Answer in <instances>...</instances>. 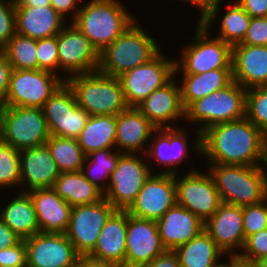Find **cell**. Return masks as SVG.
I'll return each mask as SVG.
<instances>
[{
    "label": "cell",
    "mask_w": 267,
    "mask_h": 267,
    "mask_svg": "<svg viewBox=\"0 0 267 267\" xmlns=\"http://www.w3.org/2000/svg\"><path fill=\"white\" fill-rule=\"evenodd\" d=\"M21 240L22 239L0 219V250L8 247H13Z\"/></svg>",
    "instance_id": "816d5d0a"
},
{
    "label": "cell",
    "mask_w": 267,
    "mask_h": 267,
    "mask_svg": "<svg viewBox=\"0 0 267 267\" xmlns=\"http://www.w3.org/2000/svg\"><path fill=\"white\" fill-rule=\"evenodd\" d=\"M175 78L176 76L162 88L153 91L136 107L156 128L175 127L172 126L173 122L185 119L180 85Z\"/></svg>",
    "instance_id": "44dd1931"
},
{
    "label": "cell",
    "mask_w": 267,
    "mask_h": 267,
    "mask_svg": "<svg viewBox=\"0 0 267 267\" xmlns=\"http://www.w3.org/2000/svg\"><path fill=\"white\" fill-rule=\"evenodd\" d=\"M166 55V56H165ZM161 51L150 62L118 76L128 107H137L153 91L174 77L175 60Z\"/></svg>",
    "instance_id": "8fae6325"
},
{
    "label": "cell",
    "mask_w": 267,
    "mask_h": 267,
    "mask_svg": "<svg viewBox=\"0 0 267 267\" xmlns=\"http://www.w3.org/2000/svg\"><path fill=\"white\" fill-rule=\"evenodd\" d=\"M204 230L225 256L238 255L245 243L242 206L222 202L216 212L204 222Z\"/></svg>",
    "instance_id": "ffe728a7"
},
{
    "label": "cell",
    "mask_w": 267,
    "mask_h": 267,
    "mask_svg": "<svg viewBox=\"0 0 267 267\" xmlns=\"http://www.w3.org/2000/svg\"><path fill=\"white\" fill-rule=\"evenodd\" d=\"M64 82L49 71L13 69L7 94L0 106L42 108Z\"/></svg>",
    "instance_id": "30bf717a"
},
{
    "label": "cell",
    "mask_w": 267,
    "mask_h": 267,
    "mask_svg": "<svg viewBox=\"0 0 267 267\" xmlns=\"http://www.w3.org/2000/svg\"><path fill=\"white\" fill-rule=\"evenodd\" d=\"M139 156V153L138 156L137 153H122L116 168L110 175L103 195L116 210H127L143 184L155 172L154 168L148 165L147 159L145 161Z\"/></svg>",
    "instance_id": "9c48e42d"
},
{
    "label": "cell",
    "mask_w": 267,
    "mask_h": 267,
    "mask_svg": "<svg viewBox=\"0 0 267 267\" xmlns=\"http://www.w3.org/2000/svg\"><path fill=\"white\" fill-rule=\"evenodd\" d=\"M12 69L37 70L36 39L15 34L2 48Z\"/></svg>",
    "instance_id": "d590c367"
},
{
    "label": "cell",
    "mask_w": 267,
    "mask_h": 267,
    "mask_svg": "<svg viewBox=\"0 0 267 267\" xmlns=\"http://www.w3.org/2000/svg\"><path fill=\"white\" fill-rule=\"evenodd\" d=\"M82 0H51V7L56 10L64 19L71 16L69 22L71 23L77 16L81 6L79 3ZM73 13V14H72ZM70 14V15H68Z\"/></svg>",
    "instance_id": "bcb514c9"
},
{
    "label": "cell",
    "mask_w": 267,
    "mask_h": 267,
    "mask_svg": "<svg viewBox=\"0 0 267 267\" xmlns=\"http://www.w3.org/2000/svg\"><path fill=\"white\" fill-rule=\"evenodd\" d=\"M237 4L251 17H267V0H235Z\"/></svg>",
    "instance_id": "c3c4849f"
},
{
    "label": "cell",
    "mask_w": 267,
    "mask_h": 267,
    "mask_svg": "<svg viewBox=\"0 0 267 267\" xmlns=\"http://www.w3.org/2000/svg\"><path fill=\"white\" fill-rule=\"evenodd\" d=\"M2 141V124H1V117H0V142Z\"/></svg>",
    "instance_id": "94428289"
},
{
    "label": "cell",
    "mask_w": 267,
    "mask_h": 267,
    "mask_svg": "<svg viewBox=\"0 0 267 267\" xmlns=\"http://www.w3.org/2000/svg\"><path fill=\"white\" fill-rule=\"evenodd\" d=\"M176 204L175 175L152 173L126 211L137 218L158 221Z\"/></svg>",
    "instance_id": "2e32d148"
},
{
    "label": "cell",
    "mask_w": 267,
    "mask_h": 267,
    "mask_svg": "<svg viewBox=\"0 0 267 267\" xmlns=\"http://www.w3.org/2000/svg\"><path fill=\"white\" fill-rule=\"evenodd\" d=\"M0 267H27L26 244L24 239L13 247L0 250Z\"/></svg>",
    "instance_id": "f6af8a7d"
},
{
    "label": "cell",
    "mask_w": 267,
    "mask_h": 267,
    "mask_svg": "<svg viewBox=\"0 0 267 267\" xmlns=\"http://www.w3.org/2000/svg\"><path fill=\"white\" fill-rule=\"evenodd\" d=\"M181 100L185 110L195 101L224 89L233 82L232 69H215L203 74H182Z\"/></svg>",
    "instance_id": "f1b7e54d"
},
{
    "label": "cell",
    "mask_w": 267,
    "mask_h": 267,
    "mask_svg": "<svg viewBox=\"0 0 267 267\" xmlns=\"http://www.w3.org/2000/svg\"><path fill=\"white\" fill-rule=\"evenodd\" d=\"M118 151L117 149H101L93 151L85 157L81 173L102 192L107 189L110 175L122 154Z\"/></svg>",
    "instance_id": "836d02e7"
},
{
    "label": "cell",
    "mask_w": 267,
    "mask_h": 267,
    "mask_svg": "<svg viewBox=\"0 0 267 267\" xmlns=\"http://www.w3.org/2000/svg\"><path fill=\"white\" fill-rule=\"evenodd\" d=\"M2 141L16 150L41 146L50 137L42 108L0 106Z\"/></svg>",
    "instance_id": "ba28073f"
},
{
    "label": "cell",
    "mask_w": 267,
    "mask_h": 267,
    "mask_svg": "<svg viewBox=\"0 0 267 267\" xmlns=\"http://www.w3.org/2000/svg\"><path fill=\"white\" fill-rule=\"evenodd\" d=\"M243 45L267 46V17L251 18Z\"/></svg>",
    "instance_id": "ee69618b"
},
{
    "label": "cell",
    "mask_w": 267,
    "mask_h": 267,
    "mask_svg": "<svg viewBox=\"0 0 267 267\" xmlns=\"http://www.w3.org/2000/svg\"><path fill=\"white\" fill-rule=\"evenodd\" d=\"M265 255H267V229L248 236L238 257L244 266H253Z\"/></svg>",
    "instance_id": "b9f144b4"
},
{
    "label": "cell",
    "mask_w": 267,
    "mask_h": 267,
    "mask_svg": "<svg viewBox=\"0 0 267 267\" xmlns=\"http://www.w3.org/2000/svg\"><path fill=\"white\" fill-rule=\"evenodd\" d=\"M21 192L53 188L60 172L46 144L20 150ZM26 185V187H25ZM24 186V187H23ZM24 188L28 190H24Z\"/></svg>",
    "instance_id": "7402d4cb"
},
{
    "label": "cell",
    "mask_w": 267,
    "mask_h": 267,
    "mask_svg": "<svg viewBox=\"0 0 267 267\" xmlns=\"http://www.w3.org/2000/svg\"><path fill=\"white\" fill-rule=\"evenodd\" d=\"M141 267H180V262L174 251L166 250L153 261Z\"/></svg>",
    "instance_id": "f907efd6"
},
{
    "label": "cell",
    "mask_w": 267,
    "mask_h": 267,
    "mask_svg": "<svg viewBox=\"0 0 267 267\" xmlns=\"http://www.w3.org/2000/svg\"><path fill=\"white\" fill-rule=\"evenodd\" d=\"M117 129V115L90 116L76 138L85 155L101 149H113Z\"/></svg>",
    "instance_id": "1f68e13d"
},
{
    "label": "cell",
    "mask_w": 267,
    "mask_h": 267,
    "mask_svg": "<svg viewBox=\"0 0 267 267\" xmlns=\"http://www.w3.org/2000/svg\"><path fill=\"white\" fill-rule=\"evenodd\" d=\"M264 176V200L267 202V173H263Z\"/></svg>",
    "instance_id": "91938a15"
},
{
    "label": "cell",
    "mask_w": 267,
    "mask_h": 267,
    "mask_svg": "<svg viewBox=\"0 0 267 267\" xmlns=\"http://www.w3.org/2000/svg\"><path fill=\"white\" fill-rule=\"evenodd\" d=\"M161 52L156 39L138 21L100 52L98 71L113 77L150 62Z\"/></svg>",
    "instance_id": "277c9868"
},
{
    "label": "cell",
    "mask_w": 267,
    "mask_h": 267,
    "mask_svg": "<svg viewBox=\"0 0 267 267\" xmlns=\"http://www.w3.org/2000/svg\"><path fill=\"white\" fill-rule=\"evenodd\" d=\"M265 134L246 117L208 127L201 133L206 163L259 166Z\"/></svg>",
    "instance_id": "6da1fadb"
},
{
    "label": "cell",
    "mask_w": 267,
    "mask_h": 267,
    "mask_svg": "<svg viewBox=\"0 0 267 267\" xmlns=\"http://www.w3.org/2000/svg\"><path fill=\"white\" fill-rule=\"evenodd\" d=\"M45 144L60 173L81 171L86 155L75 138L50 136Z\"/></svg>",
    "instance_id": "e575fe53"
},
{
    "label": "cell",
    "mask_w": 267,
    "mask_h": 267,
    "mask_svg": "<svg viewBox=\"0 0 267 267\" xmlns=\"http://www.w3.org/2000/svg\"><path fill=\"white\" fill-rule=\"evenodd\" d=\"M27 193L33 201L40 232L65 233L73 207L53 188L34 189Z\"/></svg>",
    "instance_id": "484cf974"
},
{
    "label": "cell",
    "mask_w": 267,
    "mask_h": 267,
    "mask_svg": "<svg viewBox=\"0 0 267 267\" xmlns=\"http://www.w3.org/2000/svg\"><path fill=\"white\" fill-rule=\"evenodd\" d=\"M252 267H267V255L260 258Z\"/></svg>",
    "instance_id": "680465c9"
},
{
    "label": "cell",
    "mask_w": 267,
    "mask_h": 267,
    "mask_svg": "<svg viewBox=\"0 0 267 267\" xmlns=\"http://www.w3.org/2000/svg\"><path fill=\"white\" fill-rule=\"evenodd\" d=\"M127 226L128 212L115 210L103 226L94 249L87 256L124 267Z\"/></svg>",
    "instance_id": "d4e9b609"
},
{
    "label": "cell",
    "mask_w": 267,
    "mask_h": 267,
    "mask_svg": "<svg viewBox=\"0 0 267 267\" xmlns=\"http://www.w3.org/2000/svg\"><path fill=\"white\" fill-rule=\"evenodd\" d=\"M174 252L180 267H212L225 254L205 230Z\"/></svg>",
    "instance_id": "d6a6232c"
},
{
    "label": "cell",
    "mask_w": 267,
    "mask_h": 267,
    "mask_svg": "<svg viewBox=\"0 0 267 267\" xmlns=\"http://www.w3.org/2000/svg\"><path fill=\"white\" fill-rule=\"evenodd\" d=\"M208 165L223 203L246 206L264 201V176L259 166Z\"/></svg>",
    "instance_id": "8992f818"
},
{
    "label": "cell",
    "mask_w": 267,
    "mask_h": 267,
    "mask_svg": "<svg viewBox=\"0 0 267 267\" xmlns=\"http://www.w3.org/2000/svg\"><path fill=\"white\" fill-rule=\"evenodd\" d=\"M75 267H121L117 264L93 259L89 256H79Z\"/></svg>",
    "instance_id": "f5cc1de1"
},
{
    "label": "cell",
    "mask_w": 267,
    "mask_h": 267,
    "mask_svg": "<svg viewBox=\"0 0 267 267\" xmlns=\"http://www.w3.org/2000/svg\"><path fill=\"white\" fill-rule=\"evenodd\" d=\"M20 152L6 142H0V189L20 187Z\"/></svg>",
    "instance_id": "74e56055"
},
{
    "label": "cell",
    "mask_w": 267,
    "mask_h": 267,
    "mask_svg": "<svg viewBox=\"0 0 267 267\" xmlns=\"http://www.w3.org/2000/svg\"><path fill=\"white\" fill-rule=\"evenodd\" d=\"M119 0H90L83 3L72 23L103 51L136 21ZM135 18V19H134Z\"/></svg>",
    "instance_id": "7a4b0ae2"
},
{
    "label": "cell",
    "mask_w": 267,
    "mask_h": 267,
    "mask_svg": "<svg viewBox=\"0 0 267 267\" xmlns=\"http://www.w3.org/2000/svg\"><path fill=\"white\" fill-rule=\"evenodd\" d=\"M228 5V11H225L222 16V20L219 26V35L224 42L230 44L231 46L240 43L246 32L248 31V26L250 24L251 17L235 2Z\"/></svg>",
    "instance_id": "8d00e7d4"
},
{
    "label": "cell",
    "mask_w": 267,
    "mask_h": 267,
    "mask_svg": "<svg viewBox=\"0 0 267 267\" xmlns=\"http://www.w3.org/2000/svg\"><path fill=\"white\" fill-rule=\"evenodd\" d=\"M211 31L197 22L192 43L184 46L180 59L175 60L174 76L178 72L203 74L215 69H232V46L211 36Z\"/></svg>",
    "instance_id": "52a82bcc"
},
{
    "label": "cell",
    "mask_w": 267,
    "mask_h": 267,
    "mask_svg": "<svg viewBox=\"0 0 267 267\" xmlns=\"http://www.w3.org/2000/svg\"><path fill=\"white\" fill-rule=\"evenodd\" d=\"M12 70L5 52L0 49V104L4 101L7 94Z\"/></svg>",
    "instance_id": "7dc6e473"
},
{
    "label": "cell",
    "mask_w": 267,
    "mask_h": 267,
    "mask_svg": "<svg viewBox=\"0 0 267 267\" xmlns=\"http://www.w3.org/2000/svg\"><path fill=\"white\" fill-rule=\"evenodd\" d=\"M65 82L74 92L77 105L90 116L118 115L128 108L118 77L94 71L69 76Z\"/></svg>",
    "instance_id": "5b68a950"
},
{
    "label": "cell",
    "mask_w": 267,
    "mask_h": 267,
    "mask_svg": "<svg viewBox=\"0 0 267 267\" xmlns=\"http://www.w3.org/2000/svg\"><path fill=\"white\" fill-rule=\"evenodd\" d=\"M53 189L71 207L94 204L104 198L103 192L92 184L81 171L60 173Z\"/></svg>",
    "instance_id": "4dcf8cb0"
},
{
    "label": "cell",
    "mask_w": 267,
    "mask_h": 267,
    "mask_svg": "<svg viewBox=\"0 0 267 267\" xmlns=\"http://www.w3.org/2000/svg\"><path fill=\"white\" fill-rule=\"evenodd\" d=\"M57 44L59 70L66 73L62 75L64 81L69 75L98 71L99 51L73 23L69 27L66 25L57 35Z\"/></svg>",
    "instance_id": "5bb4252c"
},
{
    "label": "cell",
    "mask_w": 267,
    "mask_h": 267,
    "mask_svg": "<svg viewBox=\"0 0 267 267\" xmlns=\"http://www.w3.org/2000/svg\"><path fill=\"white\" fill-rule=\"evenodd\" d=\"M228 261L221 262L220 260L216 262L212 267H242L243 263L239 259L238 255H228Z\"/></svg>",
    "instance_id": "11a10c76"
},
{
    "label": "cell",
    "mask_w": 267,
    "mask_h": 267,
    "mask_svg": "<svg viewBox=\"0 0 267 267\" xmlns=\"http://www.w3.org/2000/svg\"><path fill=\"white\" fill-rule=\"evenodd\" d=\"M154 135V136H153ZM188 135L180 127L156 128L151 135V143L143 150H147V161L167 167L165 171L157 173L179 174L178 166L188 157L190 149ZM154 143V144H153ZM188 143V144H187ZM149 149V150H148ZM178 165V166H177Z\"/></svg>",
    "instance_id": "d6986e66"
},
{
    "label": "cell",
    "mask_w": 267,
    "mask_h": 267,
    "mask_svg": "<svg viewBox=\"0 0 267 267\" xmlns=\"http://www.w3.org/2000/svg\"><path fill=\"white\" fill-rule=\"evenodd\" d=\"M246 118L267 134V85L246 91Z\"/></svg>",
    "instance_id": "f35d334b"
},
{
    "label": "cell",
    "mask_w": 267,
    "mask_h": 267,
    "mask_svg": "<svg viewBox=\"0 0 267 267\" xmlns=\"http://www.w3.org/2000/svg\"><path fill=\"white\" fill-rule=\"evenodd\" d=\"M15 0H0V49L16 34Z\"/></svg>",
    "instance_id": "7bdbcfd3"
},
{
    "label": "cell",
    "mask_w": 267,
    "mask_h": 267,
    "mask_svg": "<svg viewBox=\"0 0 267 267\" xmlns=\"http://www.w3.org/2000/svg\"><path fill=\"white\" fill-rule=\"evenodd\" d=\"M165 251L156 221L137 218L128 213L124 267H141Z\"/></svg>",
    "instance_id": "ac0fdd59"
},
{
    "label": "cell",
    "mask_w": 267,
    "mask_h": 267,
    "mask_svg": "<svg viewBox=\"0 0 267 267\" xmlns=\"http://www.w3.org/2000/svg\"><path fill=\"white\" fill-rule=\"evenodd\" d=\"M246 89L233 81L230 85L193 102L185 110V121L197 123L192 148L201 153V133L208 127L246 117ZM201 123V124H200ZM199 125V127H198ZM198 151V152H197Z\"/></svg>",
    "instance_id": "3957f363"
},
{
    "label": "cell",
    "mask_w": 267,
    "mask_h": 267,
    "mask_svg": "<svg viewBox=\"0 0 267 267\" xmlns=\"http://www.w3.org/2000/svg\"><path fill=\"white\" fill-rule=\"evenodd\" d=\"M16 33L32 39L57 36L67 25L64 19L51 6L15 7Z\"/></svg>",
    "instance_id": "4316f807"
},
{
    "label": "cell",
    "mask_w": 267,
    "mask_h": 267,
    "mask_svg": "<svg viewBox=\"0 0 267 267\" xmlns=\"http://www.w3.org/2000/svg\"><path fill=\"white\" fill-rule=\"evenodd\" d=\"M221 1L223 0H206V9L201 14L200 18H198V21L206 29H210L212 27V23L217 21V19H215L216 17L219 18V9L221 8V3H223Z\"/></svg>",
    "instance_id": "681fc988"
},
{
    "label": "cell",
    "mask_w": 267,
    "mask_h": 267,
    "mask_svg": "<svg viewBox=\"0 0 267 267\" xmlns=\"http://www.w3.org/2000/svg\"><path fill=\"white\" fill-rule=\"evenodd\" d=\"M233 81L246 90L267 85V46H232Z\"/></svg>",
    "instance_id": "cb8c5ba5"
},
{
    "label": "cell",
    "mask_w": 267,
    "mask_h": 267,
    "mask_svg": "<svg viewBox=\"0 0 267 267\" xmlns=\"http://www.w3.org/2000/svg\"><path fill=\"white\" fill-rule=\"evenodd\" d=\"M243 231L245 239L267 229V202L242 206Z\"/></svg>",
    "instance_id": "60d3db41"
},
{
    "label": "cell",
    "mask_w": 267,
    "mask_h": 267,
    "mask_svg": "<svg viewBox=\"0 0 267 267\" xmlns=\"http://www.w3.org/2000/svg\"><path fill=\"white\" fill-rule=\"evenodd\" d=\"M259 169L262 173H267V134H265L263 142H262Z\"/></svg>",
    "instance_id": "9f6ffc18"
},
{
    "label": "cell",
    "mask_w": 267,
    "mask_h": 267,
    "mask_svg": "<svg viewBox=\"0 0 267 267\" xmlns=\"http://www.w3.org/2000/svg\"><path fill=\"white\" fill-rule=\"evenodd\" d=\"M0 210V219L21 239L40 233L33 201L27 192H21Z\"/></svg>",
    "instance_id": "f546056e"
},
{
    "label": "cell",
    "mask_w": 267,
    "mask_h": 267,
    "mask_svg": "<svg viewBox=\"0 0 267 267\" xmlns=\"http://www.w3.org/2000/svg\"><path fill=\"white\" fill-rule=\"evenodd\" d=\"M186 2H189V4H193V6L195 5L196 8L199 9V11L201 12L200 14H202L204 12V10L206 9V0H184Z\"/></svg>",
    "instance_id": "6f0895ef"
},
{
    "label": "cell",
    "mask_w": 267,
    "mask_h": 267,
    "mask_svg": "<svg viewBox=\"0 0 267 267\" xmlns=\"http://www.w3.org/2000/svg\"><path fill=\"white\" fill-rule=\"evenodd\" d=\"M46 6H51V0H15V7L42 8Z\"/></svg>",
    "instance_id": "db71d44e"
},
{
    "label": "cell",
    "mask_w": 267,
    "mask_h": 267,
    "mask_svg": "<svg viewBox=\"0 0 267 267\" xmlns=\"http://www.w3.org/2000/svg\"><path fill=\"white\" fill-rule=\"evenodd\" d=\"M44 117L50 136L77 138L90 117V114L77 105L74 92L64 82L44 103Z\"/></svg>",
    "instance_id": "7c38bea8"
},
{
    "label": "cell",
    "mask_w": 267,
    "mask_h": 267,
    "mask_svg": "<svg viewBox=\"0 0 267 267\" xmlns=\"http://www.w3.org/2000/svg\"><path fill=\"white\" fill-rule=\"evenodd\" d=\"M36 53L39 70L52 72L62 78V74L59 75L57 36L36 39Z\"/></svg>",
    "instance_id": "ab89813d"
},
{
    "label": "cell",
    "mask_w": 267,
    "mask_h": 267,
    "mask_svg": "<svg viewBox=\"0 0 267 267\" xmlns=\"http://www.w3.org/2000/svg\"><path fill=\"white\" fill-rule=\"evenodd\" d=\"M179 178L175 174L177 205L184 207L202 221L210 218L222 203L219 192L208 172L188 169Z\"/></svg>",
    "instance_id": "4fadbf2b"
},
{
    "label": "cell",
    "mask_w": 267,
    "mask_h": 267,
    "mask_svg": "<svg viewBox=\"0 0 267 267\" xmlns=\"http://www.w3.org/2000/svg\"><path fill=\"white\" fill-rule=\"evenodd\" d=\"M115 210L105 198L72 208L65 235L80 256H87L94 249L103 226Z\"/></svg>",
    "instance_id": "9a60e30c"
},
{
    "label": "cell",
    "mask_w": 267,
    "mask_h": 267,
    "mask_svg": "<svg viewBox=\"0 0 267 267\" xmlns=\"http://www.w3.org/2000/svg\"><path fill=\"white\" fill-rule=\"evenodd\" d=\"M24 240L27 267H75L80 256L65 233L40 232Z\"/></svg>",
    "instance_id": "e0dca14e"
},
{
    "label": "cell",
    "mask_w": 267,
    "mask_h": 267,
    "mask_svg": "<svg viewBox=\"0 0 267 267\" xmlns=\"http://www.w3.org/2000/svg\"><path fill=\"white\" fill-rule=\"evenodd\" d=\"M156 223L162 245L166 250L171 251L186 244L204 231V221L177 204Z\"/></svg>",
    "instance_id": "603a6c76"
},
{
    "label": "cell",
    "mask_w": 267,
    "mask_h": 267,
    "mask_svg": "<svg viewBox=\"0 0 267 267\" xmlns=\"http://www.w3.org/2000/svg\"><path fill=\"white\" fill-rule=\"evenodd\" d=\"M156 127L136 108L128 107L117 115L115 146L122 153H140L150 142Z\"/></svg>",
    "instance_id": "83f0119b"
}]
</instances>
